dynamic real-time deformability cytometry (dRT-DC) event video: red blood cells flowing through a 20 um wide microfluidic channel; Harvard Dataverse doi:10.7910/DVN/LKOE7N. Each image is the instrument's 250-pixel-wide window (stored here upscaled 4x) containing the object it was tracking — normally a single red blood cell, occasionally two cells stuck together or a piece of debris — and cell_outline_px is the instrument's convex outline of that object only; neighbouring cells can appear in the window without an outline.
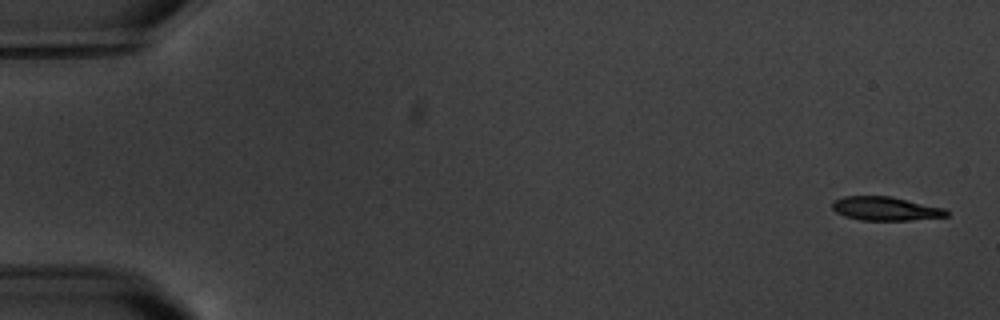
{"species": "common noctule bat (a hibernating species)", "species_latin": "Nyctalus noctula", "temperature_condition": "warm", "stored_images_in_passage": 6, "camera_frame_rate_fps": 3000, "um_per_image_px": 0.085, "animal": {"sex": "male", "body_mass_g": 20.1, "forearm_length_mm": 53.5}, "frame": {"image": 1, "passage_image": 1, "time_ms": 0.0, "image_size_px": [1000, 320], "cell_outline_px": [[948, 216], [908, 220], [860, 220], [844, 216], [836, 212], [832, 208], [832, 204], [836, 200], [844, 196], [892, 196], [944, 208], [948, 212]], "centroid_in_image_um": [75.26, 17.73], "position_along_channel_um": 9.7, "area_um2": 15.72}}
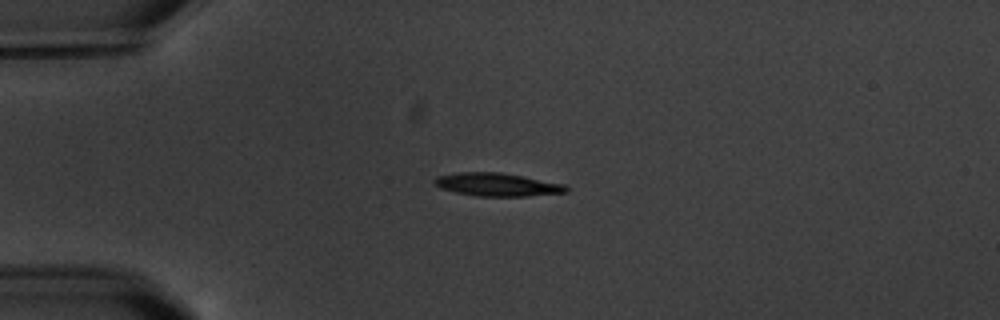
{"frame": {"image": 2, "passage_image": 4, "time_ms": 4.333, "image_size_px": [1000, 320], "cell_outline_px": [[568, 192], [528, 196], [476, 196], [456, 192], [440, 188], [432, 180], [436, 176], [456, 172], [500, 172], [564, 184], [568, 188]], "centroid_in_image_um": [42.23, 15.69], "position_along_channel_um": 42.8, "area_um2": 17.69}}